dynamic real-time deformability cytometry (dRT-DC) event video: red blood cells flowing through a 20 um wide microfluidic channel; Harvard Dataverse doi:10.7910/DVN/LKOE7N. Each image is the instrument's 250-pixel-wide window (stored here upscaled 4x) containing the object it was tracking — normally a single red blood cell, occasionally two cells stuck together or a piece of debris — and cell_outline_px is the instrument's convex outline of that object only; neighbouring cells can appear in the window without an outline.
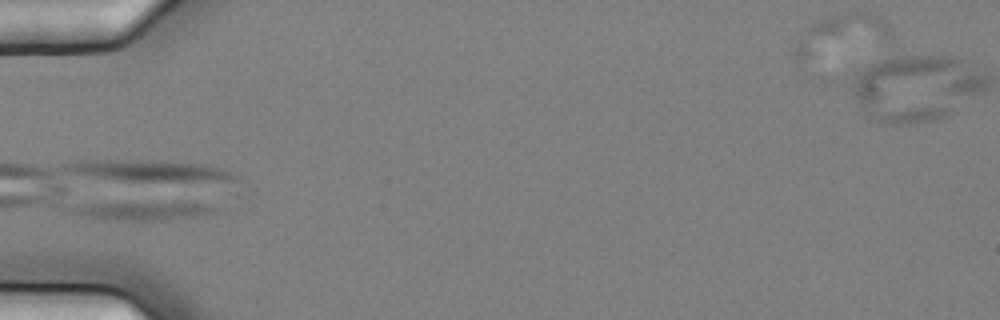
{"species": "common noctule bat (a hibernating species)", "species_latin": "Nyctalus noctula", "temperature_condition": "cold", "stored_images_in_passage": 2, "camera_frame_rate_fps": 3000, "um_per_image_px": 0.085, "animal": {"sex": "female", "body_mass_g": 25.1}, "frame": {"image": 1, "passage_image": 2, "time_ms": 0.333, "image_size_px": [1000, 320], "cell_outline_px": [[888, 32], [884, 36], [800, 56], [792, 56], [792, 48], [800, 36], [812, 24], [832, 16], [852, 12], [868, 12], [880, 16], [888, 24]], "centroid_in_image_um": [71.4, 2.75], "position_along_channel_um": 13.6, "area_um2": 18.44}}